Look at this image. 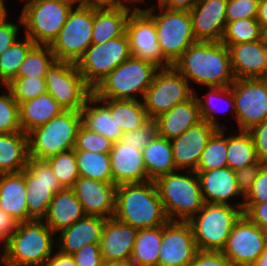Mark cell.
I'll return each mask as SVG.
<instances>
[{
    "label": "cell",
    "instance_id": "cell-1",
    "mask_svg": "<svg viewBox=\"0 0 267 266\" xmlns=\"http://www.w3.org/2000/svg\"><path fill=\"white\" fill-rule=\"evenodd\" d=\"M188 83L230 87L235 81L228 47L222 42H197L172 65Z\"/></svg>",
    "mask_w": 267,
    "mask_h": 266
},
{
    "label": "cell",
    "instance_id": "cell-2",
    "mask_svg": "<svg viewBox=\"0 0 267 266\" xmlns=\"http://www.w3.org/2000/svg\"><path fill=\"white\" fill-rule=\"evenodd\" d=\"M114 218L136 230L163 226L169 221L153 180L118 185Z\"/></svg>",
    "mask_w": 267,
    "mask_h": 266
},
{
    "label": "cell",
    "instance_id": "cell-3",
    "mask_svg": "<svg viewBox=\"0 0 267 266\" xmlns=\"http://www.w3.org/2000/svg\"><path fill=\"white\" fill-rule=\"evenodd\" d=\"M54 232L44 221L30 220L19 223L16 231L3 244L0 265L44 266L52 256Z\"/></svg>",
    "mask_w": 267,
    "mask_h": 266
},
{
    "label": "cell",
    "instance_id": "cell-4",
    "mask_svg": "<svg viewBox=\"0 0 267 266\" xmlns=\"http://www.w3.org/2000/svg\"><path fill=\"white\" fill-rule=\"evenodd\" d=\"M243 215V202L234 205L204 202L203 207L188 221L198 251L221 252L234 224Z\"/></svg>",
    "mask_w": 267,
    "mask_h": 266
},
{
    "label": "cell",
    "instance_id": "cell-5",
    "mask_svg": "<svg viewBox=\"0 0 267 266\" xmlns=\"http://www.w3.org/2000/svg\"><path fill=\"white\" fill-rule=\"evenodd\" d=\"M188 174L173 171L154 180L169 221H189L204 205L197 173Z\"/></svg>",
    "mask_w": 267,
    "mask_h": 266
},
{
    "label": "cell",
    "instance_id": "cell-6",
    "mask_svg": "<svg viewBox=\"0 0 267 266\" xmlns=\"http://www.w3.org/2000/svg\"><path fill=\"white\" fill-rule=\"evenodd\" d=\"M160 68L152 62L130 57L110 72L93 90L99 99L137 100L140 93L144 98Z\"/></svg>",
    "mask_w": 267,
    "mask_h": 266
},
{
    "label": "cell",
    "instance_id": "cell-7",
    "mask_svg": "<svg viewBox=\"0 0 267 266\" xmlns=\"http://www.w3.org/2000/svg\"><path fill=\"white\" fill-rule=\"evenodd\" d=\"M73 4V0H27L19 23L35 44L51 45L75 7Z\"/></svg>",
    "mask_w": 267,
    "mask_h": 266
},
{
    "label": "cell",
    "instance_id": "cell-8",
    "mask_svg": "<svg viewBox=\"0 0 267 266\" xmlns=\"http://www.w3.org/2000/svg\"><path fill=\"white\" fill-rule=\"evenodd\" d=\"M80 125V111H62L45 125L27 134L29 157L46 160L53 155L74 149Z\"/></svg>",
    "mask_w": 267,
    "mask_h": 266
},
{
    "label": "cell",
    "instance_id": "cell-9",
    "mask_svg": "<svg viewBox=\"0 0 267 266\" xmlns=\"http://www.w3.org/2000/svg\"><path fill=\"white\" fill-rule=\"evenodd\" d=\"M158 5L159 14H155V7L144 10L153 18L161 54L172 66L197 40L193 34L189 11L170 10L159 3Z\"/></svg>",
    "mask_w": 267,
    "mask_h": 266
},
{
    "label": "cell",
    "instance_id": "cell-10",
    "mask_svg": "<svg viewBox=\"0 0 267 266\" xmlns=\"http://www.w3.org/2000/svg\"><path fill=\"white\" fill-rule=\"evenodd\" d=\"M94 7L72 8L58 37L50 45L56 60L75 63L92 44Z\"/></svg>",
    "mask_w": 267,
    "mask_h": 266
},
{
    "label": "cell",
    "instance_id": "cell-11",
    "mask_svg": "<svg viewBox=\"0 0 267 266\" xmlns=\"http://www.w3.org/2000/svg\"><path fill=\"white\" fill-rule=\"evenodd\" d=\"M195 92L173 66L160 68L145 92L144 108L149 119L155 120L178 103L190 99Z\"/></svg>",
    "mask_w": 267,
    "mask_h": 266
},
{
    "label": "cell",
    "instance_id": "cell-12",
    "mask_svg": "<svg viewBox=\"0 0 267 266\" xmlns=\"http://www.w3.org/2000/svg\"><path fill=\"white\" fill-rule=\"evenodd\" d=\"M130 45L126 32L105 43L91 44L77 62L86 85L93 90L118 65L130 58Z\"/></svg>",
    "mask_w": 267,
    "mask_h": 266
},
{
    "label": "cell",
    "instance_id": "cell-13",
    "mask_svg": "<svg viewBox=\"0 0 267 266\" xmlns=\"http://www.w3.org/2000/svg\"><path fill=\"white\" fill-rule=\"evenodd\" d=\"M46 90L64 110L80 111L92 90L77 64L55 60L45 74Z\"/></svg>",
    "mask_w": 267,
    "mask_h": 266
},
{
    "label": "cell",
    "instance_id": "cell-14",
    "mask_svg": "<svg viewBox=\"0 0 267 266\" xmlns=\"http://www.w3.org/2000/svg\"><path fill=\"white\" fill-rule=\"evenodd\" d=\"M25 185L29 221H43L54 195L65 188L46 160L31 157L25 167Z\"/></svg>",
    "mask_w": 267,
    "mask_h": 266
},
{
    "label": "cell",
    "instance_id": "cell-15",
    "mask_svg": "<svg viewBox=\"0 0 267 266\" xmlns=\"http://www.w3.org/2000/svg\"><path fill=\"white\" fill-rule=\"evenodd\" d=\"M231 89V111H235L239 131H249L267 119V78L235 79Z\"/></svg>",
    "mask_w": 267,
    "mask_h": 266
},
{
    "label": "cell",
    "instance_id": "cell-16",
    "mask_svg": "<svg viewBox=\"0 0 267 266\" xmlns=\"http://www.w3.org/2000/svg\"><path fill=\"white\" fill-rule=\"evenodd\" d=\"M266 248L267 231L243 214L234 224L221 253L234 266H252Z\"/></svg>",
    "mask_w": 267,
    "mask_h": 266
},
{
    "label": "cell",
    "instance_id": "cell-17",
    "mask_svg": "<svg viewBox=\"0 0 267 266\" xmlns=\"http://www.w3.org/2000/svg\"><path fill=\"white\" fill-rule=\"evenodd\" d=\"M126 34L132 57L152 62L159 68L171 67L161 54L154 20L144 9L135 7L131 11Z\"/></svg>",
    "mask_w": 267,
    "mask_h": 266
},
{
    "label": "cell",
    "instance_id": "cell-18",
    "mask_svg": "<svg viewBox=\"0 0 267 266\" xmlns=\"http://www.w3.org/2000/svg\"><path fill=\"white\" fill-rule=\"evenodd\" d=\"M198 248L188 221H168L162 226L158 266H189Z\"/></svg>",
    "mask_w": 267,
    "mask_h": 266
},
{
    "label": "cell",
    "instance_id": "cell-19",
    "mask_svg": "<svg viewBox=\"0 0 267 266\" xmlns=\"http://www.w3.org/2000/svg\"><path fill=\"white\" fill-rule=\"evenodd\" d=\"M116 185L104 181L79 177L71 188L81 203L86 216L113 218Z\"/></svg>",
    "mask_w": 267,
    "mask_h": 266
},
{
    "label": "cell",
    "instance_id": "cell-20",
    "mask_svg": "<svg viewBox=\"0 0 267 266\" xmlns=\"http://www.w3.org/2000/svg\"><path fill=\"white\" fill-rule=\"evenodd\" d=\"M216 130L214 126L202 120L179 137L171 140L173 160L177 172L187 168L190 171H196L201 153Z\"/></svg>",
    "mask_w": 267,
    "mask_h": 266
},
{
    "label": "cell",
    "instance_id": "cell-21",
    "mask_svg": "<svg viewBox=\"0 0 267 266\" xmlns=\"http://www.w3.org/2000/svg\"><path fill=\"white\" fill-rule=\"evenodd\" d=\"M225 0H198L190 11L197 42H221L226 27Z\"/></svg>",
    "mask_w": 267,
    "mask_h": 266
},
{
    "label": "cell",
    "instance_id": "cell-22",
    "mask_svg": "<svg viewBox=\"0 0 267 266\" xmlns=\"http://www.w3.org/2000/svg\"><path fill=\"white\" fill-rule=\"evenodd\" d=\"M235 79L267 78V45L263 40L228 46Z\"/></svg>",
    "mask_w": 267,
    "mask_h": 266
},
{
    "label": "cell",
    "instance_id": "cell-23",
    "mask_svg": "<svg viewBox=\"0 0 267 266\" xmlns=\"http://www.w3.org/2000/svg\"><path fill=\"white\" fill-rule=\"evenodd\" d=\"M109 155L113 183L116 186L150 181L145 170L142 150L120 140L113 142Z\"/></svg>",
    "mask_w": 267,
    "mask_h": 266
},
{
    "label": "cell",
    "instance_id": "cell-24",
    "mask_svg": "<svg viewBox=\"0 0 267 266\" xmlns=\"http://www.w3.org/2000/svg\"><path fill=\"white\" fill-rule=\"evenodd\" d=\"M138 230L113 218H107L99 247L103 260L131 258Z\"/></svg>",
    "mask_w": 267,
    "mask_h": 266
},
{
    "label": "cell",
    "instance_id": "cell-25",
    "mask_svg": "<svg viewBox=\"0 0 267 266\" xmlns=\"http://www.w3.org/2000/svg\"><path fill=\"white\" fill-rule=\"evenodd\" d=\"M154 121L159 136L170 141L179 137L183 132L202 121L197 96L194 94L190 99L178 103Z\"/></svg>",
    "mask_w": 267,
    "mask_h": 266
},
{
    "label": "cell",
    "instance_id": "cell-26",
    "mask_svg": "<svg viewBox=\"0 0 267 266\" xmlns=\"http://www.w3.org/2000/svg\"><path fill=\"white\" fill-rule=\"evenodd\" d=\"M196 173L204 202L232 205L228 199L235 198V196L244 198L237 186L236 173L229 167Z\"/></svg>",
    "mask_w": 267,
    "mask_h": 266
},
{
    "label": "cell",
    "instance_id": "cell-27",
    "mask_svg": "<svg viewBox=\"0 0 267 266\" xmlns=\"http://www.w3.org/2000/svg\"><path fill=\"white\" fill-rule=\"evenodd\" d=\"M105 221V218L98 216H85L61 230L58 237V251L72 255L85 245L99 243Z\"/></svg>",
    "mask_w": 267,
    "mask_h": 266
},
{
    "label": "cell",
    "instance_id": "cell-28",
    "mask_svg": "<svg viewBox=\"0 0 267 266\" xmlns=\"http://www.w3.org/2000/svg\"><path fill=\"white\" fill-rule=\"evenodd\" d=\"M26 193L25 169L20 173L0 174V209L18 223L29 221Z\"/></svg>",
    "mask_w": 267,
    "mask_h": 266
},
{
    "label": "cell",
    "instance_id": "cell-29",
    "mask_svg": "<svg viewBox=\"0 0 267 266\" xmlns=\"http://www.w3.org/2000/svg\"><path fill=\"white\" fill-rule=\"evenodd\" d=\"M125 3L114 7H94L92 44L105 43L126 32V22L133 8Z\"/></svg>",
    "mask_w": 267,
    "mask_h": 266
},
{
    "label": "cell",
    "instance_id": "cell-30",
    "mask_svg": "<svg viewBox=\"0 0 267 266\" xmlns=\"http://www.w3.org/2000/svg\"><path fill=\"white\" fill-rule=\"evenodd\" d=\"M85 216L74 191L71 188H65L54 195L43 221L54 233H59Z\"/></svg>",
    "mask_w": 267,
    "mask_h": 266
},
{
    "label": "cell",
    "instance_id": "cell-31",
    "mask_svg": "<svg viewBox=\"0 0 267 266\" xmlns=\"http://www.w3.org/2000/svg\"><path fill=\"white\" fill-rule=\"evenodd\" d=\"M80 113L81 124L88 130L105 136L112 142L122 139L124 132L113 119L109 108L93 93L87 98Z\"/></svg>",
    "mask_w": 267,
    "mask_h": 266
},
{
    "label": "cell",
    "instance_id": "cell-32",
    "mask_svg": "<svg viewBox=\"0 0 267 266\" xmlns=\"http://www.w3.org/2000/svg\"><path fill=\"white\" fill-rule=\"evenodd\" d=\"M64 109L47 92L19 104L20 124L24 134L45 125Z\"/></svg>",
    "mask_w": 267,
    "mask_h": 266
},
{
    "label": "cell",
    "instance_id": "cell-33",
    "mask_svg": "<svg viewBox=\"0 0 267 266\" xmlns=\"http://www.w3.org/2000/svg\"><path fill=\"white\" fill-rule=\"evenodd\" d=\"M28 160L27 134L23 132L0 134V174L22 172Z\"/></svg>",
    "mask_w": 267,
    "mask_h": 266
},
{
    "label": "cell",
    "instance_id": "cell-34",
    "mask_svg": "<svg viewBox=\"0 0 267 266\" xmlns=\"http://www.w3.org/2000/svg\"><path fill=\"white\" fill-rule=\"evenodd\" d=\"M145 170L150 180L176 170L171 141L156 134L142 150Z\"/></svg>",
    "mask_w": 267,
    "mask_h": 266
},
{
    "label": "cell",
    "instance_id": "cell-35",
    "mask_svg": "<svg viewBox=\"0 0 267 266\" xmlns=\"http://www.w3.org/2000/svg\"><path fill=\"white\" fill-rule=\"evenodd\" d=\"M110 110L113 119L124 133L140 129L150 119L144 104L137 100L100 99Z\"/></svg>",
    "mask_w": 267,
    "mask_h": 266
},
{
    "label": "cell",
    "instance_id": "cell-36",
    "mask_svg": "<svg viewBox=\"0 0 267 266\" xmlns=\"http://www.w3.org/2000/svg\"><path fill=\"white\" fill-rule=\"evenodd\" d=\"M162 226L138 230L131 260L133 266H158Z\"/></svg>",
    "mask_w": 267,
    "mask_h": 266
},
{
    "label": "cell",
    "instance_id": "cell-37",
    "mask_svg": "<svg viewBox=\"0 0 267 266\" xmlns=\"http://www.w3.org/2000/svg\"><path fill=\"white\" fill-rule=\"evenodd\" d=\"M259 161L253 139L248 131L227 136V167L236 171Z\"/></svg>",
    "mask_w": 267,
    "mask_h": 266
},
{
    "label": "cell",
    "instance_id": "cell-38",
    "mask_svg": "<svg viewBox=\"0 0 267 266\" xmlns=\"http://www.w3.org/2000/svg\"><path fill=\"white\" fill-rule=\"evenodd\" d=\"M76 161L80 177L113 183L109 153L76 151Z\"/></svg>",
    "mask_w": 267,
    "mask_h": 266
},
{
    "label": "cell",
    "instance_id": "cell-39",
    "mask_svg": "<svg viewBox=\"0 0 267 266\" xmlns=\"http://www.w3.org/2000/svg\"><path fill=\"white\" fill-rule=\"evenodd\" d=\"M35 43L27 36L23 40L15 41L0 55V81L7 86L18 74L20 66L28 51Z\"/></svg>",
    "mask_w": 267,
    "mask_h": 266
},
{
    "label": "cell",
    "instance_id": "cell-40",
    "mask_svg": "<svg viewBox=\"0 0 267 266\" xmlns=\"http://www.w3.org/2000/svg\"><path fill=\"white\" fill-rule=\"evenodd\" d=\"M226 128L223 125L222 129H217L209 138L195 172L227 167V136L224 134Z\"/></svg>",
    "mask_w": 267,
    "mask_h": 266
},
{
    "label": "cell",
    "instance_id": "cell-41",
    "mask_svg": "<svg viewBox=\"0 0 267 266\" xmlns=\"http://www.w3.org/2000/svg\"><path fill=\"white\" fill-rule=\"evenodd\" d=\"M55 60L50 45L35 44L28 51L16 78H45L47 69Z\"/></svg>",
    "mask_w": 267,
    "mask_h": 266
},
{
    "label": "cell",
    "instance_id": "cell-42",
    "mask_svg": "<svg viewBox=\"0 0 267 266\" xmlns=\"http://www.w3.org/2000/svg\"><path fill=\"white\" fill-rule=\"evenodd\" d=\"M262 39V26L256 18L238 19L226 23L221 42L229 45Z\"/></svg>",
    "mask_w": 267,
    "mask_h": 266
},
{
    "label": "cell",
    "instance_id": "cell-43",
    "mask_svg": "<svg viewBox=\"0 0 267 266\" xmlns=\"http://www.w3.org/2000/svg\"><path fill=\"white\" fill-rule=\"evenodd\" d=\"M46 161L64 188H72L80 177L74 149L53 155L47 158Z\"/></svg>",
    "mask_w": 267,
    "mask_h": 266
},
{
    "label": "cell",
    "instance_id": "cell-44",
    "mask_svg": "<svg viewBox=\"0 0 267 266\" xmlns=\"http://www.w3.org/2000/svg\"><path fill=\"white\" fill-rule=\"evenodd\" d=\"M209 89L210 91H208V93L205 95L206 98L204 99L206 104L205 102H203L204 100L203 99L201 100V98H199L198 95L195 93V95L197 96L198 103H199L201 119L203 121H207L210 125L214 126L216 129H222L220 124L216 121L215 115H214V112L215 111L217 112L218 106H215V104H213L214 101L212 102V100L215 97H216L215 99H218L219 97H222V99L223 98L227 99L226 100L228 101L226 103L227 107L228 106L231 107V104H232V108L234 109V98L232 94V89H231V86L230 87H209Z\"/></svg>",
    "mask_w": 267,
    "mask_h": 266
},
{
    "label": "cell",
    "instance_id": "cell-45",
    "mask_svg": "<svg viewBox=\"0 0 267 266\" xmlns=\"http://www.w3.org/2000/svg\"><path fill=\"white\" fill-rule=\"evenodd\" d=\"M6 88L11 92L18 104L34 99L47 92L45 78H15Z\"/></svg>",
    "mask_w": 267,
    "mask_h": 266
},
{
    "label": "cell",
    "instance_id": "cell-46",
    "mask_svg": "<svg viewBox=\"0 0 267 266\" xmlns=\"http://www.w3.org/2000/svg\"><path fill=\"white\" fill-rule=\"evenodd\" d=\"M0 95V134L22 132L19 104L11 92Z\"/></svg>",
    "mask_w": 267,
    "mask_h": 266
},
{
    "label": "cell",
    "instance_id": "cell-47",
    "mask_svg": "<svg viewBox=\"0 0 267 266\" xmlns=\"http://www.w3.org/2000/svg\"><path fill=\"white\" fill-rule=\"evenodd\" d=\"M113 142L105 136L90 131L82 124L77 131L75 151H92L96 153H110Z\"/></svg>",
    "mask_w": 267,
    "mask_h": 266
},
{
    "label": "cell",
    "instance_id": "cell-48",
    "mask_svg": "<svg viewBox=\"0 0 267 266\" xmlns=\"http://www.w3.org/2000/svg\"><path fill=\"white\" fill-rule=\"evenodd\" d=\"M260 0H233L227 2L226 23L238 19L256 18Z\"/></svg>",
    "mask_w": 267,
    "mask_h": 266
},
{
    "label": "cell",
    "instance_id": "cell-49",
    "mask_svg": "<svg viewBox=\"0 0 267 266\" xmlns=\"http://www.w3.org/2000/svg\"><path fill=\"white\" fill-rule=\"evenodd\" d=\"M156 134V122L154 120H150L140 129L123 133L121 140L127 145H132L139 150H143V148L154 138Z\"/></svg>",
    "mask_w": 267,
    "mask_h": 266
},
{
    "label": "cell",
    "instance_id": "cell-50",
    "mask_svg": "<svg viewBox=\"0 0 267 266\" xmlns=\"http://www.w3.org/2000/svg\"><path fill=\"white\" fill-rule=\"evenodd\" d=\"M243 204H260L267 202V163L259 170L256 180L244 195Z\"/></svg>",
    "mask_w": 267,
    "mask_h": 266
},
{
    "label": "cell",
    "instance_id": "cell-51",
    "mask_svg": "<svg viewBox=\"0 0 267 266\" xmlns=\"http://www.w3.org/2000/svg\"><path fill=\"white\" fill-rule=\"evenodd\" d=\"M72 257L77 266H101L103 261L99 243L83 246Z\"/></svg>",
    "mask_w": 267,
    "mask_h": 266
},
{
    "label": "cell",
    "instance_id": "cell-52",
    "mask_svg": "<svg viewBox=\"0 0 267 266\" xmlns=\"http://www.w3.org/2000/svg\"><path fill=\"white\" fill-rule=\"evenodd\" d=\"M264 164V162L259 161L256 164L249 165L235 171L237 186L243 195H245L251 188L253 182L256 180L260 168Z\"/></svg>",
    "mask_w": 267,
    "mask_h": 266
},
{
    "label": "cell",
    "instance_id": "cell-53",
    "mask_svg": "<svg viewBox=\"0 0 267 266\" xmlns=\"http://www.w3.org/2000/svg\"><path fill=\"white\" fill-rule=\"evenodd\" d=\"M260 161L267 163V119L248 131Z\"/></svg>",
    "mask_w": 267,
    "mask_h": 266
},
{
    "label": "cell",
    "instance_id": "cell-54",
    "mask_svg": "<svg viewBox=\"0 0 267 266\" xmlns=\"http://www.w3.org/2000/svg\"><path fill=\"white\" fill-rule=\"evenodd\" d=\"M189 266H234L221 252L198 251Z\"/></svg>",
    "mask_w": 267,
    "mask_h": 266
},
{
    "label": "cell",
    "instance_id": "cell-55",
    "mask_svg": "<svg viewBox=\"0 0 267 266\" xmlns=\"http://www.w3.org/2000/svg\"><path fill=\"white\" fill-rule=\"evenodd\" d=\"M243 214L261 229L267 231V202L243 204Z\"/></svg>",
    "mask_w": 267,
    "mask_h": 266
},
{
    "label": "cell",
    "instance_id": "cell-56",
    "mask_svg": "<svg viewBox=\"0 0 267 266\" xmlns=\"http://www.w3.org/2000/svg\"><path fill=\"white\" fill-rule=\"evenodd\" d=\"M18 25L7 19L0 24V55L17 41Z\"/></svg>",
    "mask_w": 267,
    "mask_h": 266
},
{
    "label": "cell",
    "instance_id": "cell-57",
    "mask_svg": "<svg viewBox=\"0 0 267 266\" xmlns=\"http://www.w3.org/2000/svg\"><path fill=\"white\" fill-rule=\"evenodd\" d=\"M18 224L8 213L0 209V241L5 244L16 231Z\"/></svg>",
    "mask_w": 267,
    "mask_h": 266
},
{
    "label": "cell",
    "instance_id": "cell-58",
    "mask_svg": "<svg viewBox=\"0 0 267 266\" xmlns=\"http://www.w3.org/2000/svg\"><path fill=\"white\" fill-rule=\"evenodd\" d=\"M198 0H159L158 3L170 10L191 11Z\"/></svg>",
    "mask_w": 267,
    "mask_h": 266
},
{
    "label": "cell",
    "instance_id": "cell-59",
    "mask_svg": "<svg viewBox=\"0 0 267 266\" xmlns=\"http://www.w3.org/2000/svg\"><path fill=\"white\" fill-rule=\"evenodd\" d=\"M44 266H77L72 255L63 254L59 251L52 257L50 256Z\"/></svg>",
    "mask_w": 267,
    "mask_h": 266
},
{
    "label": "cell",
    "instance_id": "cell-60",
    "mask_svg": "<svg viewBox=\"0 0 267 266\" xmlns=\"http://www.w3.org/2000/svg\"><path fill=\"white\" fill-rule=\"evenodd\" d=\"M124 1H126L128 3L136 2L134 0H78L77 5L87 6V7H97V8L114 7V6L121 4Z\"/></svg>",
    "mask_w": 267,
    "mask_h": 266
},
{
    "label": "cell",
    "instance_id": "cell-61",
    "mask_svg": "<svg viewBox=\"0 0 267 266\" xmlns=\"http://www.w3.org/2000/svg\"><path fill=\"white\" fill-rule=\"evenodd\" d=\"M256 19L262 27L267 25V0L259 1V8Z\"/></svg>",
    "mask_w": 267,
    "mask_h": 266
},
{
    "label": "cell",
    "instance_id": "cell-62",
    "mask_svg": "<svg viewBox=\"0 0 267 266\" xmlns=\"http://www.w3.org/2000/svg\"><path fill=\"white\" fill-rule=\"evenodd\" d=\"M101 266H133L131 258L103 260Z\"/></svg>",
    "mask_w": 267,
    "mask_h": 266
},
{
    "label": "cell",
    "instance_id": "cell-63",
    "mask_svg": "<svg viewBox=\"0 0 267 266\" xmlns=\"http://www.w3.org/2000/svg\"><path fill=\"white\" fill-rule=\"evenodd\" d=\"M252 266H267V248Z\"/></svg>",
    "mask_w": 267,
    "mask_h": 266
},
{
    "label": "cell",
    "instance_id": "cell-64",
    "mask_svg": "<svg viewBox=\"0 0 267 266\" xmlns=\"http://www.w3.org/2000/svg\"><path fill=\"white\" fill-rule=\"evenodd\" d=\"M7 11L8 10L5 8L4 0H0V24L7 19Z\"/></svg>",
    "mask_w": 267,
    "mask_h": 266
},
{
    "label": "cell",
    "instance_id": "cell-65",
    "mask_svg": "<svg viewBox=\"0 0 267 266\" xmlns=\"http://www.w3.org/2000/svg\"><path fill=\"white\" fill-rule=\"evenodd\" d=\"M262 40L267 45V25L262 27Z\"/></svg>",
    "mask_w": 267,
    "mask_h": 266
},
{
    "label": "cell",
    "instance_id": "cell-66",
    "mask_svg": "<svg viewBox=\"0 0 267 266\" xmlns=\"http://www.w3.org/2000/svg\"><path fill=\"white\" fill-rule=\"evenodd\" d=\"M134 1H136V2L138 3V2H140V1L142 2V1H144V0H134Z\"/></svg>",
    "mask_w": 267,
    "mask_h": 266
}]
</instances>
